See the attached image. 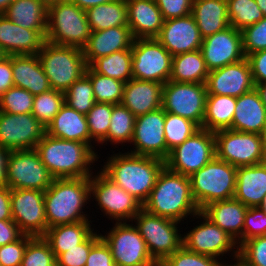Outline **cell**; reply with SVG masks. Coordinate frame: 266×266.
Masks as SVG:
<instances>
[{
	"label": "cell",
	"instance_id": "1",
	"mask_svg": "<svg viewBox=\"0 0 266 266\" xmlns=\"http://www.w3.org/2000/svg\"><path fill=\"white\" fill-rule=\"evenodd\" d=\"M165 161L152 156L128 152L107 158L101 170L142 204L148 199Z\"/></svg>",
	"mask_w": 266,
	"mask_h": 266
},
{
	"label": "cell",
	"instance_id": "2",
	"mask_svg": "<svg viewBox=\"0 0 266 266\" xmlns=\"http://www.w3.org/2000/svg\"><path fill=\"white\" fill-rule=\"evenodd\" d=\"M35 149L54 178L90 177L94 174L91 166L99 159L98 152L86 143L48 134L37 143Z\"/></svg>",
	"mask_w": 266,
	"mask_h": 266
},
{
	"label": "cell",
	"instance_id": "3",
	"mask_svg": "<svg viewBox=\"0 0 266 266\" xmlns=\"http://www.w3.org/2000/svg\"><path fill=\"white\" fill-rule=\"evenodd\" d=\"M143 209L150 214L180 223L189 215L194 218L200 211L192 195L189 177L172 172L166 167L159 173L155 186L143 203Z\"/></svg>",
	"mask_w": 266,
	"mask_h": 266
},
{
	"label": "cell",
	"instance_id": "4",
	"mask_svg": "<svg viewBox=\"0 0 266 266\" xmlns=\"http://www.w3.org/2000/svg\"><path fill=\"white\" fill-rule=\"evenodd\" d=\"M89 199L90 177L55 178L44 191L47 229L61 224L93 222L83 212L85 205L91 202Z\"/></svg>",
	"mask_w": 266,
	"mask_h": 266
},
{
	"label": "cell",
	"instance_id": "5",
	"mask_svg": "<svg viewBox=\"0 0 266 266\" xmlns=\"http://www.w3.org/2000/svg\"><path fill=\"white\" fill-rule=\"evenodd\" d=\"M91 34L86 11L71 1L48 4L46 41L83 49Z\"/></svg>",
	"mask_w": 266,
	"mask_h": 266
},
{
	"label": "cell",
	"instance_id": "6",
	"mask_svg": "<svg viewBox=\"0 0 266 266\" xmlns=\"http://www.w3.org/2000/svg\"><path fill=\"white\" fill-rule=\"evenodd\" d=\"M236 171L237 167L215 157L189 177L192 195L200 211L210 203L234 197Z\"/></svg>",
	"mask_w": 266,
	"mask_h": 266
},
{
	"label": "cell",
	"instance_id": "7",
	"mask_svg": "<svg viewBox=\"0 0 266 266\" xmlns=\"http://www.w3.org/2000/svg\"><path fill=\"white\" fill-rule=\"evenodd\" d=\"M51 89L65 92L86 70L83 50L45 41L37 54Z\"/></svg>",
	"mask_w": 266,
	"mask_h": 266
},
{
	"label": "cell",
	"instance_id": "8",
	"mask_svg": "<svg viewBox=\"0 0 266 266\" xmlns=\"http://www.w3.org/2000/svg\"><path fill=\"white\" fill-rule=\"evenodd\" d=\"M132 221L158 265L182 246L183 235L177 227L180 222L150 214L144 209Z\"/></svg>",
	"mask_w": 266,
	"mask_h": 266
},
{
	"label": "cell",
	"instance_id": "9",
	"mask_svg": "<svg viewBox=\"0 0 266 266\" xmlns=\"http://www.w3.org/2000/svg\"><path fill=\"white\" fill-rule=\"evenodd\" d=\"M90 197L104 215L115 222H132L143 204L111 180L101 169L90 176ZM93 197V198H92Z\"/></svg>",
	"mask_w": 266,
	"mask_h": 266
},
{
	"label": "cell",
	"instance_id": "10",
	"mask_svg": "<svg viewBox=\"0 0 266 266\" xmlns=\"http://www.w3.org/2000/svg\"><path fill=\"white\" fill-rule=\"evenodd\" d=\"M216 157V140L212 131L199 128L182 144L169 152L165 167L190 177Z\"/></svg>",
	"mask_w": 266,
	"mask_h": 266
},
{
	"label": "cell",
	"instance_id": "11",
	"mask_svg": "<svg viewBox=\"0 0 266 266\" xmlns=\"http://www.w3.org/2000/svg\"><path fill=\"white\" fill-rule=\"evenodd\" d=\"M108 233V234H107ZM101 238L109 246L117 266H159L148 252L137 227L127 222H115Z\"/></svg>",
	"mask_w": 266,
	"mask_h": 266
},
{
	"label": "cell",
	"instance_id": "12",
	"mask_svg": "<svg viewBox=\"0 0 266 266\" xmlns=\"http://www.w3.org/2000/svg\"><path fill=\"white\" fill-rule=\"evenodd\" d=\"M205 83L168 81L163 86L162 108L184 117L202 128L206 110Z\"/></svg>",
	"mask_w": 266,
	"mask_h": 266
},
{
	"label": "cell",
	"instance_id": "13",
	"mask_svg": "<svg viewBox=\"0 0 266 266\" xmlns=\"http://www.w3.org/2000/svg\"><path fill=\"white\" fill-rule=\"evenodd\" d=\"M54 179L35 148L11 151L7 162V186L10 189L45 191Z\"/></svg>",
	"mask_w": 266,
	"mask_h": 266
},
{
	"label": "cell",
	"instance_id": "14",
	"mask_svg": "<svg viewBox=\"0 0 266 266\" xmlns=\"http://www.w3.org/2000/svg\"><path fill=\"white\" fill-rule=\"evenodd\" d=\"M131 51L134 79L162 84L170 80L173 56L156 38L134 39Z\"/></svg>",
	"mask_w": 266,
	"mask_h": 266
},
{
	"label": "cell",
	"instance_id": "15",
	"mask_svg": "<svg viewBox=\"0 0 266 266\" xmlns=\"http://www.w3.org/2000/svg\"><path fill=\"white\" fill-rule=\"evenodd\" d=\"M194 217L202 219L203 222L200 221L199 225L183 235L182 245L189 251L209 255L218 260L223 259L224 254L232 252L230 254L233 255L234 261H237L239 255L237 242L215 225L202 211Z\"/></svg>",
	"mask_w": 266,
	"mask_h": 266
},
{
	"label": "cell",
	"instance_id": "16",
	"mask_svg": "<svg viewBox=\"0 0 266 266\" xmlns=\"http://www.w3.org/2000/svg\"><path fill=\"white\" fill-rule=\"evenodd\" d=\"M216 157L235 167L259 164L263 135L223 129L214 132Z\"/></svg>",
	"mask_w": 266,
	"mask_h": 266
},
{
	"label": "cell",
	"instance_id": "17",
	"mask_svg": "<svg viewBox=\"0 0 266 266\" xmlns=\"http://www.w3.org/2000/svg\"><path fill=\"white\" fill-rule=\"evenodd\" d=\"M12 220L24 235L43 237L47 231L44 191L10 189Z\"/></svg>",
	"mask_w": 266,
	"mask_h": 266
},
{
	"label": "cell",
	"instance_id": "18",
	"mask_svg": "<svg viewBox=\"0 0 266 266\" xmlns=\"http://www.w3.org/2000/svg\"><path fill=\"white\" fill-rule=\"evenodd\" d=\"M165 111L163 108L148 112L135 119L130 153L165 160L169 155L164 137Z\"/></svg>",
	"mask_w": 266,
	"mask_h": 266
},
{
	"label": "cell",
	"instance_id": "19",
	"mask_svg": "<svg viewBox=\"0 0 266 266\" xmlns=\"http://www.w3.org/2000/svg\"><path fill=\"white\" fill-rule=\"evenodd\" d=\"M46 128L32 113L11 114L0 111V145L9 150L34 149Z\"/></svg>",
	"mask_w": 266,
	"mask_h": 266
},
{
	"label": "cell",
	"instance_id": "20",
	"mask_svg": "<svg viewBox=\"0 0 266 266\" xmlns=\"http://www.w3.org/2000/svg\"><path fill=\"white\" fill-rule=\"evenodd\" d=\"M200 50L209 71L245 58L241 31L232 26L204 38Z\"/></svg>",
	"mask_w": 266,
	"mask_h": 266
},
{
	"label": "cell",
	"instance_id": "21",
	"mask_svg": "<svg viewBox=\"0 0 266 266\" xmlns=\"http://www.w3.org/2000/svg\"><path fill=\"white\" fill-rule=\"evenodd\" d=\"M208 94L239 97L255 88L246 57L236 63L209 71L206 82Z\"/></svg>",
	"mask_w": 266,
	"mask_h": 266
},
{
	"label": "cell",
	"instance_id": "22",
	"mask_svg": "<svg viewBox=\"0 0 266 266\" xmlns=\"http://www.w3.org/2000/svg\"><path fill=\"white\" fill-rule=\"evenodd\" d=\"M156 39L172 56L200 50L203 42L192 14L164 20Z\"/></svg>",
	"mask_w": 266,
	"mask_h": 266
},
{
	"label": "cell",
	"instance_id": "23",
	"mask_svg": "<svg viewBox=\"0 0 266 266\" xmlns=\"http://www.w3.org/2000/svg\"><path fill=\"white\" fill-rule=\"evenodd\" d=\"M47 31L26 29L0 14V47L7 56L38 54Z\"/></svg>",
	"mask_w": 266,
	"mask_h": 266
},
{
	"label": "cell",
	"instance_id": "24",
	"mask_svg": "<svg viewBox=\"0 0 266 266\" xmlns=\"http://www.w3.org/2000/svg\"><path fill=\"white\" fill-rule=\"evenodd\" d=\"M133 40L129 26L91 32L86 46L82 49L86 65L90 66L96 59L114 52L131 49Z\"/></svg>",
	"mask_w": 266,
	"mask_h": 266
},
{
	"label": "cell",
	"instance_id": "25",
	"mask_svg": "<svg viewBox=\"0 0 266 266\" xmlns=\"http://www.w3.org/2000/svg\"><path fill=\"white\" fill-rule=\"evenodd\" d=\"M164 84L132 78L125 83L121 104L129 109L135 117L162 107Z\"/></svg>",
	"mask_w": 266,
	"mask_h": 266
},
{
	"label": "cell",
	"instance_id": "26",
	"mask_svg": "<svg viewBox=\"0 0 266 266\" xmlns=\"http://www.w3.org/2000/svg\"><path fill=\"white\" fill-rule=\"evenodd\" d=\"M229 129L260 135L266 133V107L255 88L236 98L232 126Z\"/></svg>",
	"mask_w": 266,
	"mask_h": 266
},
{
	"label": "cell",
	"instance_id": "27",
	"mask_svg": "<svg viewBox=\"0 0 266 266\" xmlns=\"http://www.w3.org/2000/svg\"><path fill=\"white\" fill-rule=\"evenodd\" d=\"M128 26L134 39L156 38L164 19L155 0H126Z\"/></svg>",
	"mask_w": 266,
	"mask_h": 266
},
{
	"label": "cell",
	"instance_id": "28",
	"mask_svg": "<svg viewBox=\"0 0 266 266\" xmlns=\"http://www.w3.org/2000/svg\"><path fill=\"white\" fill-rule=\"evenodd\" d=\"M248 207L235 198L210 203L202 212L220 229L227 232L240 247Z\"/></svg>",
	"mask_w": 266,
	"mask_h": 266
},
{
	"label": "cell",
	"instance_id": "29",
	"mask_svg": "<svg viewBox=\"0 0 266 266\" xmlns=\"http://www.w3.org/2000/svg\"><path fill=\"white\" fill-rule=\"evenodd\" d=\"M12 73L14 86L34 96L51 89L37 54L12 55Z\"/></svg>",
	"mask_w": 266,
	"mask_h": 266
},
{
	"label": "cell",
	"instance_id": "30",
	"mask_svg": "<svg viewBox=\"0 0 266 266\" xmlns=\"http://www.w3.org/2000/svg\"><path fill=\"white\" fill-rule=\"evenodd\" d=\"M46 134L60 139L78 141L91 146L86 115L70 108L66 103L61 107L53 121L46 127Z\"/></svg>",
	"mask_w": 266,
	"mask_h": 266
},
{
	"label": "cell",
	"instance_id": "31",
	"mask_svg": "<svg viewBox=\"0 0 266 266\" xmlns=\"http://www.w3.org/2000/svg\"><path fill=\"white\" fill-rule=\"evenodd\" d=\"M266 195V167L256 164L237 167L234 197L248 208L258 207Z\"/></svg>",
	"mask_w": 266,
	"mask_h": 266
},
{
	"label": "cell",
	"instance_id": "32",
	"mask_svg": "<svg viewBox=\"0 0 266 266\" xmlns=\"http://www.w3.org/2000/svg\"><path fill=\"white\" fill-rule=\"evenodd\" d=\"M191 14L203 39L230 26L227 0H193Z\"/></svg>",
	"mask_w": 266,
	"mask_h": 266
},
{
	"label": "cell",
	"instance_id": "33",
	"mask_svg": "<svg viewBox=\"0 0 266 266\" xmlns=\"http://www.w3.org/2000/svg\"><path fill=\"white\" fill-rule=\"evenodd\" d=\"M4 15L23 28L47 31V0H14Z\"/></svg>",
	"mask_w": 266,
	"mask_h": 266
},
{
	"label": "cell",
	"instance_id": "34",
	"mask_svg": "<svg viewBox=\"0 0 266 266\" xmlns=\"http://www.w3.org/2000/svg\"><path fill=\"white\" fill-rule=\"evenodd\" d=\"M92 222L61 224L48 228L43 238L49 243L55 258L81 244L94 230Z\"/></svg>",
	"mask_w": 266,
	"mask_h": 266
},
{
	"label": "cell",
	"instance_id": "35",
	"mask_svg": "<svg viewBox=\"0 0 266 266\" xmlns=\"http://www.w3.org/2000/svg\"><path fill=\"white\" fill-rule=\"evenodd\" d=\"M207 69L201 50L178 54L172 57L170 81L205 83Z\"/></svg>",
	"mask_w": 266,
	"mask_h": 266
},
{
	"label": "cell",
	"instance_id": "36",
	"mask_svg": "<svg viewBox=\"0 0 266 266\" xmlns=\"http://www.w3.org/2000/svg\"><path fill=\"white\" fill-rule=\"evenodd\" d=\"M91 32L118 26H128L126 0H114L86 10Z\"/></svg>",
	"mask_w": 266,
	"mask_h": 266
},
{
	"label": "cell",
	"instance_id": "37",
	"mask_svg": "<svg viewBox=\"0 0 266 266\" xmlns=\"http://www.w3.org/2000/svg\"><path fill=\"white\" fill-rule=\"evenodd\" d=\"M236 97L208 94L202 128L216 132L232 126Z\"/></svg>",
	"mask_w": 266,
	"mask_h": 266
},
{
	"label": "cell",
	"instance_id": "38",
	"mask_svg": "<svg viewBox=\"0 0 266 266\" xmlns=\"http://www.w3.org/2000/svg\"><path fill=\"white\" fill-rule=\"evenodd\" d=\"M90 67L98 74L126 83L133 78L132 51L125 49L100 57Z\"/></svg>",
	"mask_w": 266,
	"mask_h": 266
},
{
	"label": "cell",
	"instance_id": "39",
	"mask_svg": "<svg viewBox=\"0 0 266 266\" xmlns=\"http://www.w3.org/2000/svg\"><path fill=\"white\" fill-rule=\"evenodd\" d=\"M135 115L122 104H115L111 115L110 125L108 129L107 138L103 141V144L111 142L114 144L131 143L134 125Z\"/></svg>",
	"mask_w": 266,
	"mask_h": 266
},
{
	"label": "cell",
	"instance_id": "40",
	"mask_svg": "<svg viewBox=\"0 0 266 266\" xmlns=\"http://www.w3.org/2000/svg\"><path fill=\"white\" fill-rule=\"evenodd\" d=\"M85 74L93 85L95 101L99 103L121 104L125 83L111 77L96 73L90 66Z\"/></svg>",
	"mask_w": 266,
	"mask_h": 266
},
{
	"label": "cell",
	"instance_id": "41",
	"mask_svg": "<svg viewBox=\"0 0 266 266\" xmlns=\"http://www.w3.org/2000/svg\"><path fill=\"white\" fill-rule=\"evenodd\" d=\"M230 26L242 31L264 18L255 0H227Z\"/></svg>",
	"mask_w": 266,
	"mask_h": 266
},
{
	"label": "cell",
	"instance_id": "42",
	"mask_svg": "<svg viewBox=\"0 0 266 266\" xmlns=\"http://www.w3.org/2000/svg\"><path fill=\"white\" fill-rule=\"evenodd\" d=\"M65 103L77 112L87 115L93 107L95 96L90 78L84 73L65 92Z\"/></svg>",
	"mask_w": 266,
	"mask_h": 266
},
{
	"label": "cell",
	"instance_id": "43",
	"mask_svg": "<svg viewBox=\"0 0 266 266\" xmlns=\"http://www.w3.org/2000/svg\"><path fill=\"white\" fill-rule=\"evenodd\" d=\"M65 104L64 92L50 89L34 96L32 114L46 128Z\"/></svg>",
	"mask_w": 266,
	"mask_h": 266
},
{
	"label": "cell",
	"instance_id": "44",
	"mask_svg": "<svg viewBox=\"0 0 266 266\" xmlns=\"http://www.w3.org/2000/svg\"><path fill=\"white\" fill-rule=\"evenodd\" d=\"M198 129L199 127L194 122L165 112L164 137L169 151L182 144Z\"/></svg>",
	"mask_w": 266,
	"mask_h": 266
},
{
	"label": "cell",
	"instance_id": "45",
	"mask_svg": "<svg viewBox=\"0 0 266 266\" xmlns=\"http://www.w3.org/2000/svg\"><path fill=\"white\" fill-rule=\"evenodd\" d=\"M114 105L95 102L86 115L90 138L97 145H103V141L107 138Z\"/></svg>",
	"mask_w": 266,
	"mask_h": 266
},
{
	"label": "cell",
	"instance_id": "46",
	"mask_svg": "<svg viewBox=\"0 0 266 266\" xmlns=\"http://www.w3.org/2000/svg\"><path fill=\"white\" fill-rule=\"evenodd\" d=\"M34 95L29 91L11 87L0 96V111L11 114H27L32 112Z\"/></svg>",
	"mask_w": 266,
	"mask_h": 266
},
{
	"label": "cell",
	"instance_id": "47",
	"mask_svg": "<svg viewBox=\"0 0 266 266\" xmlns=\"http://www.w3.org/2000/svg\"><path fill=\"white\" fill-rule=\"evenodd\" d=\"M56 258L43 237H33L24 251L21 266H53Z\"/></svg>",
	"mask_w": 266,
	"mask_h": 266
},
{
	"label": "cell",
	"instance_id": "48",
	"mask_svg": "<svg viewBox=\"0 0 266 266\" xmlns=\"http://www.w3.org/2000/svg\"><path fill=\"white\" fill-rule=\"evenodd\" d=\"M215 257L189 251L183 245L168 256L159 266H234Z\"/></svg>",
	"mask_w": 266,
	"mask_h": 266
},
{
	"label": "cell",
	"instance_id": "49",
	"mask_svg": "<svg viewBox=\"0 0 266 266\" xmlns=\"http://www.w3.org/2000/svg\"><path fill=\"white\" fill-rule=\"evenodd\" d=\"M234 266H266V235L245 241Z\"/></svg>",
	"mask_w": 266,
	"mask_h": 266
},
{
	"label": "cell",
	"instance_id": "50",
	"mask_svg": "<svg viewBox=\"0 0 266 266\" xmlns=\"http://www.w3.org/2000/svg\"><path fill=\"white\" fill-rule=\"evenodd\" d=\"M101 238L100 234L92 232L77 247H72L68 251L60 254L56 258L57 266H85L91 247Z\"/></svg>",
	"mask_w": 266,
	"mask_h": 266
},
{
	"label": "cell",
	"instance_id": "51",
	"mask_svg": "<svg viewBox=\"0 0 266 266\" xmlns=\"http://www.w3.org/2000/svg\"><path fill=\"white\" fill-rule=\"evenodd\" d=\"M245 57L266 50V17L241 31Z\"/></svg>",
	"mask_w": 266,
	"mask_h": 266
},
{
	"label": "cell",
	"instance_id": "52",
	"mask_svg": "<svg viewBox=\"0 0 266 266\" xmlns=\"http://www.w3.org/2000/svg\"><path fill=\"white\" fill-rule=\"evenodd\" d=\"M266 235V214L259 207H250L245 214L243 243Z\"/></svg>",
	"mask_w": 266,
	"mask_h": 266
},
{
	"label": "cell",
	"instance_id": "53",
	"mask_svg": "<svg viewBox=\"0 0 266 266\" xmlns=\"http://www.w3.org/2000/svg\"><path fill=\"white\" fill-rule=\"evenodd\" d=\"M32 238V236L23 235L13 243L0 246V265L21 266L25 248Z\"/></svg>",
	"mask_w": 266,
	"mask_h": 266
},
{
	"label": "cell",
	"instance_id": "54",
	"mask_svg": "<svg viewBox=\"0 0 266 266\" xmlns=\"http://www.w3.org/2000/svg\"><path fill=\"white\" fill-rule=\"evenodd\" d=\"M164 20L184 17L192 12L193 0H155Z\"/></svg>",
	"mask_w": 266,
	"mask_h": 266
},
{
	"label": "cell",
	"instance_id": "55",
	"mask_svg": "<svg viewBox=\"0 0 266 266\" xmlns=\"http://www.w3.org/2000/svg\"><path fill=\"white\" fill-rule=\"evenodd\" d=\"M85 266H117L109 246L100 238L92 247Z\"/></svg>",
	"mask_w": 266,
	"mask_h": 266
},
{
	"label": "cell",
	"instance_id": "56",
	"mask_svg": "<svg viewBox=\"0 0 266 266\" xmlns=\"http://www.w3.org/2000/svg\"><path fill=\"white\" fill-rule=\"evenodd\" d=\"M255 84L266 82V50L246 56Z\"/></svg>",
	"mask_w": 266,
	"mask_h": 266
},
{
	"label": "cell",
	"instance_id": "57",
	"mask_svg": "<svg viewBox=\"0 0 266 266\" xmlns=\"http://www.w3.org/2000/svg\"><path fill=\"white\" fill-rule=\"evenodd\" d=\"M23 235L13 220H0V246L13 243Z\"/></svg>",
	"mask_w": 266,
	"mask_h": 266
},
{
	"label": "cell",
	"instance_id": "58",
	"mask_svg": "<svg viewBox=\"0 0 266 266\" xmlns=\"http://www.w3.org/2000/svg\"><path fill=\"white\" fill-rule=\"evenodd\" d=\"M12 55L0 61V96L13 87Z\"/></svg>",
	"mask_w": 266,
	"mask_h": 266
},
{
	"label": "cell",
	"instance_id": "59",
	"mask_svg": "<svg viewBox=\"0 0 266 266\" xmlns=\"http://www.w3.org/2000/svg\"><path fill=\"white\" fill-rule=\"evenodd\" d=\"M0 220H12L10 188H0Z\"/></svg>",
	"mask_w": 266,
	"mask_h": 266
},
{
	"label": "cell",
	"instance_id": "60",
	"mask_svg": "<svg viewBox=\"0 0 266 266\" xmlns=\"http://www.w3.org/2000/svg\"><path fill=\"white\" fill-rule=\"evenodd\" d=\"M11 150L0 145V188L7 187V162Z\"/></svg>",
	"mask_w": 266,
	"mask_h": 266
},
{
	"label": "cell",
	"instance_id": "61",
	"mask_svg": "<svg viewBox=\"0 0 266 266\" xmlns=\"http://www.w3.org/2000/svg\"><path fill=\"white\" fill-rule=\"evenodd\" d=\"M72 3H75L80 9H83L84 11L100 5V4H106L109 2H112L114 0H70Z\"/></svg>",
	"mask_w": 266,
	"mask_h": 266
},
{
	"label": "cell",
	"instance_id": "62",
	"mask_svg": "<svg viewBox=\"0 0 266 266\" xmlns=\"http://www.w3.org/2000/svg\"><path fill=\"white\" fill-rule=\"evenodd\" d=\"M255 89L259 93L260 99L266 107V82L255 84Z\"/></svg>",
	"mask_w": 266,
	"mask_h": 266
},
{
	"label": "cell",
	"instance_id": "63",
	"mask_svg": "<svg viewBox=\"0 0 266 266\" xmlns=\"http://www.w3.org/2000/svg\"><path fill=\"white\" fill-rule=\"evenodd\" d=\"M259 164L266 167V133L263 135V144Z\"/></svg>",
	"mask_w": 266,
	"mask_h": 266
},
{
	"label": "cell",
	"instance_id": "64",
	"mask_svg": "<svg viewBox=\"0 0 266 266\" xmlns=\"http://www.w3.org/2000/svg\"><path fill=\"white\" fill-rule=\"evenodd\" d=\"M14 0H0V14H4L7 7L13 2Z\"/></svg>",
	"mask_w": 266,
	"mask_h": 266
},
{
	"label": "cell",
	"instance_id": "65",
	"mask_svg": "<svg viewBox=\"0 0 266 266\" xmlns=\"http://www.w3.org/2000/svg\"><path fill=\"white\" fill-rule=\"evenodd\" d=\"M259 9L262 11L264 17H266V0H255Z\"/></svg>",
	"mask_w": 266,
	"mask_h": 266
},
{
	"label": "cell",
	"instance_id": "66",
	"mask_svg": "<svg viewBox=\"0 0 266 266\" xmlns=\"http://www.w3.org/2000/svg\"><path fill=\"white\" fill-rule=\"evenodd\" d=\"M258 207L266 214V195L263 197V200Z\"/></svg>",
	"mask_w": 266,
	"mask_h": 266
},
{
	"label": "cell",
	"instance_id": "67",
	"mask_svg": "<svg viewBox=\"0 0 266 266\" xmlns=\"http://www.w3.org/2000/svg\"><path fill=\"white\" fill-rule=\"evenodd\" d=\"M6 53L3 51V49L0 47V61L3 60L6 57Z\"/></svg>",
	"mask_w": 266,
	"mask_h": 266
},
{
	"label": "cell",
	"instance_id": "68",
	"mask_svg": "<svg viewBox=\"0 0 266 266\" xmlns=\"http://www.w3.org/2000/svg\"><path fill=\"white\" fill-rule=\"evenodd\" d=\"M56 1H70V0H47L48 4L56 2Z\"/></svg>",
	"mask_w": 266,
	"mask_h": 266
}]
</instances>
